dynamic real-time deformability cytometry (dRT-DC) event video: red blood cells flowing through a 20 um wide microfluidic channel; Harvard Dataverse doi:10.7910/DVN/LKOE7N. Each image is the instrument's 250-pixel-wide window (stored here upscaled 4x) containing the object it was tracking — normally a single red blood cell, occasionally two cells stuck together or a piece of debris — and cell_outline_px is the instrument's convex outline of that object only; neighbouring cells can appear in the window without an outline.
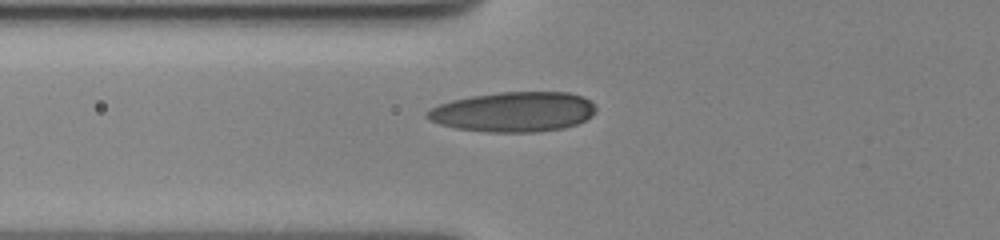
{"species": "human", "species_latin": "Homo sapiens", "temperature_condition": "cold", "stored_images_in_passage": 41, "camera_frame_rate_fps": 3000, "um_per_image_px": 0.085, "donor": {"sex": "female"}, "frame": {"image": 1, "passage_image": 6, "time_ms": 1.667, "image_size_px": [1000, 240], "cell_outline_px": [[596, 112], [592, 116], [576, 124], [564, 128], [536, 132], [484, 132], [456, 128], [440, 124], [428, 120], [424, 116], [432, 108], [440, 104], [452, 100], [472, 96], [500, 92], [568, 92], [580, 96], [588, 100], [596, 108]], "centroid_in_image_um": [43.64, 9.51], "position_along_channel_um": 82.2, "area_um2": 39.19}}
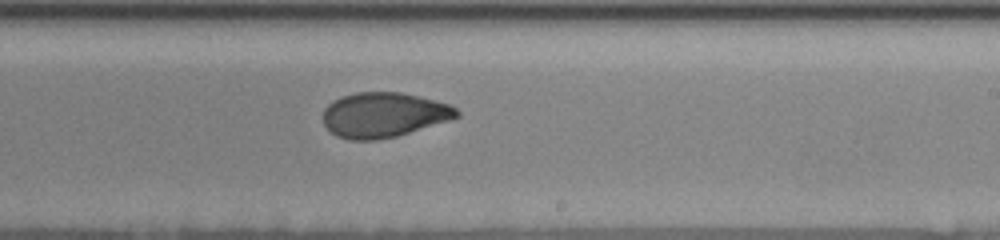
{"frame": {"image": 2, "passage_image": 21, "time_ms": 6.667, "image_size_px": [1000, 240], "cell_outline_px": [[460, 116], [448, 120], [396, 136], [376, 140], [348, 140], [336, 136], [324, 124], [324, 108], [332, 100], [356, 92], [400, 92], [448, 104], [456, 108], [460, 112]], "centroid_in_image_um": [32.58, 9.77], "position_along_channel_um": 256.4, "area_um2": 34.62}}
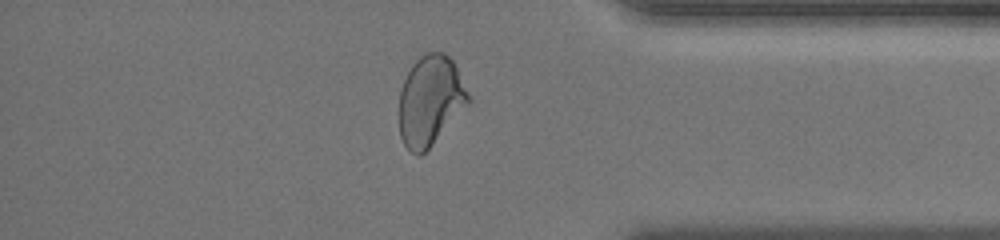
{"frame": {"image": 3, "passage_image": 34, "time_ms": 11.0, "image_size_px": [1000, 240], "cell_outline_px": [[472, 100], [428, 148], [420, 156], [416, 156], [404, 144], [400, 136], [400, 92], [404, 80], [412, 64], [424, 52], [444, 52], [452, 60]], "centroid_in_image_um": [36.57, 8.53], "position_along_channel_um": 398.6, "area_um2": 35.78}, "authors_computed_cell_mechanics": {"area_um2": 35.8938, "velocity_mm_per_s": 3.4886, "shape_relaxation_time_tau1_ms": 4.8096, "shape_relaxation_time_tau2_ms": 2.0415, "deformation_change_tau1": 0.1612, "deformation_change_tau2": 0.0667}}